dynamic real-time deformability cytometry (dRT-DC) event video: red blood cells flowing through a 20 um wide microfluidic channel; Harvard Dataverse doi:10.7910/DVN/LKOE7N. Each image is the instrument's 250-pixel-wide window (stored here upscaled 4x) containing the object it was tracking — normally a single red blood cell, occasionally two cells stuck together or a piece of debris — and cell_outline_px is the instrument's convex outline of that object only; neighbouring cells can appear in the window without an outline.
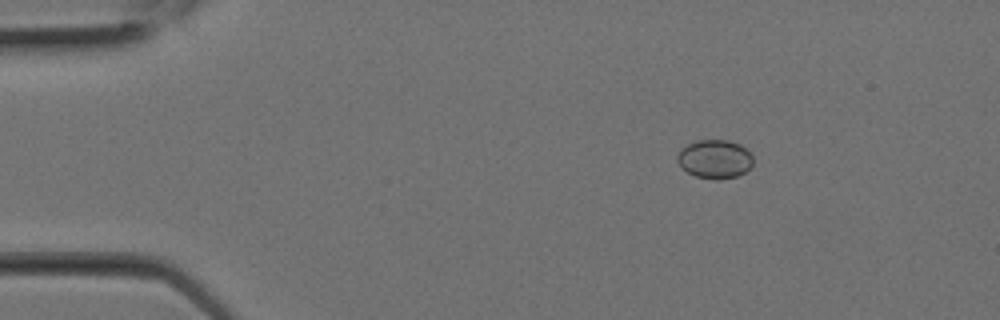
{"species": "Egyptian fruit bat (a non-hibernating species)", "species_latin": "Rousettus aegyptiacus", "temperature_condition": "room temperature", "stored_images_in_passage": 2, "camera_frame_rate_fps": 3000, "um_per_image_px": 0.085, "animal": {"sex": "female"}, "frame": {"image": 1, "passage_image": 1, "time_ms": 0.0, "image_size_px": [1000, 320], "cell_outline_px": [[752, 164], [744, 172], [736, 176], [720, 180], [716, 180], [696, 176], [680, 168], [676, 160], [676, 156], [680, 148], [696, 140], [728, 140], [740, 144], [752, 156]], "centroid_in_image_um": [60.7, 13.52], "position_along_channel_um": 24.3, "area_um2": 17.17}}